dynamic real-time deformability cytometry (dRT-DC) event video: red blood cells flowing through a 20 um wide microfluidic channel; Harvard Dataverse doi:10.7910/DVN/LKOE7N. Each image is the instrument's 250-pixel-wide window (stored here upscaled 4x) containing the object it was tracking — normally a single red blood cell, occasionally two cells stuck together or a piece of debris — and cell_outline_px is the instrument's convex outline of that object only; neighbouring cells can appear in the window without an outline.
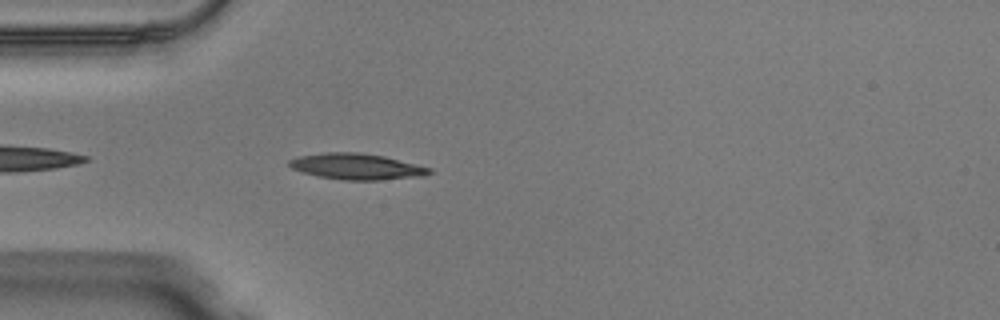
{"species": "Egyptian fruit bat (a non-hibernating species)", "species_latin": "Rousettus aegyptiacus", "temperature_condition": "warm", "stored_images_in_passage": 36, "camera_frame_rate_fps": 3000, "um_per_image_px": 0.085, "animal": {"sex": "male"}, "frame": {"image": 1, "passage_image": 1, "time_ms": 0.0, "image_size_px": [1000, 320], "cell_outline_px": [[432, 172], [420, 176], [380, 180], [344, 180], [320, 176], [304, 172], [292, 168], [288, 164], [288, 160], [300, 156], [324, 152], [360, 152], [384, 156], [432, 168]], "centroid_in_image_um": [30.32, 14.14], "position_along_channel_um": 54.7, "area_um2": 21.04}}
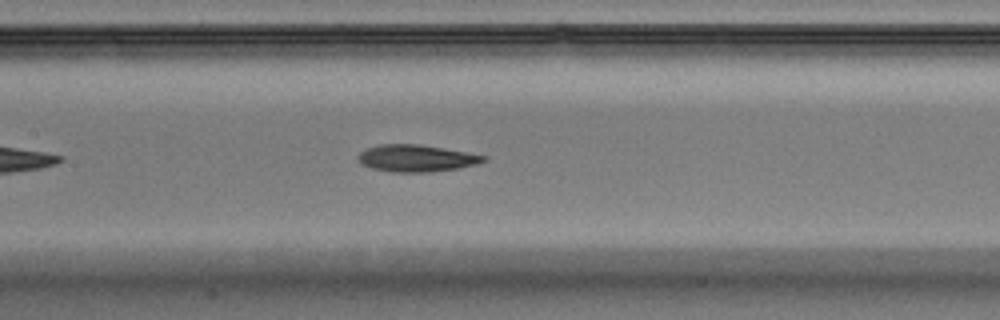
{"frame": {"image": 2, "passage_image": 10, "time_ms": 3.0, "image_size_px": [1000, 320], "cell_outline_px": [[488, 156], [484, 160], [476, 164], [460, 168], [432, 172], [392, 172], [372, 168], [360, 164], [356, 156], [360, 152], [368, 148], [380, 144], [416, 144], [444, 148]], "centroid_in_image_um": [35.36, 13.45], "position_along_channel_um": 172.0, "area_um2": 19.71}}
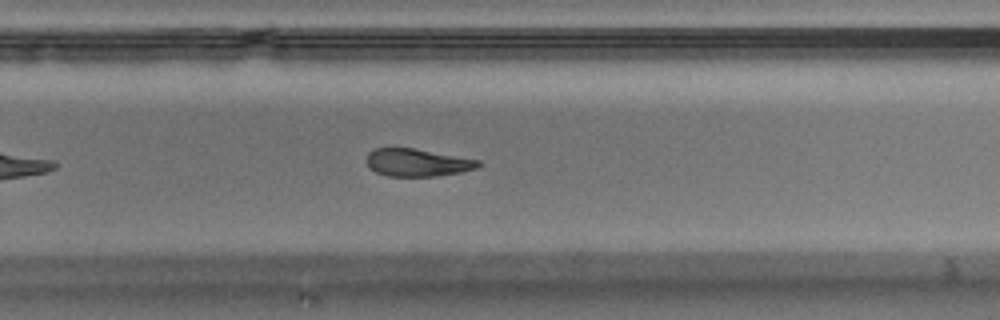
{"frame": {"image": 3, "passage_image": 19, "time_ms": 6.0, "image_size_px": [1000, 320], "cell_outline_px": [[480, 164], [476, 168], [460, 172], [436, 176], [388, 176], [376, 172], [368, 168], [368, 152], [376, 148], [412, 148], [480, 160]], "centroid_in_image_um": [35.45, 13.82], "position_along_channel_um": 294.3, "area_um2": 17.74}, "authors_computed_cell_mechanics": {"area_um2": 20.0277, "velocity_mm_per_s": 4.0963, "shape_relaxation_time_tau1_ms": 5.2781, "shape_relaxation_time_tau2_ms": 3.0111, "deformation_change_tau1": 0.1814, "deformation_change_tau2": 0.1046}}